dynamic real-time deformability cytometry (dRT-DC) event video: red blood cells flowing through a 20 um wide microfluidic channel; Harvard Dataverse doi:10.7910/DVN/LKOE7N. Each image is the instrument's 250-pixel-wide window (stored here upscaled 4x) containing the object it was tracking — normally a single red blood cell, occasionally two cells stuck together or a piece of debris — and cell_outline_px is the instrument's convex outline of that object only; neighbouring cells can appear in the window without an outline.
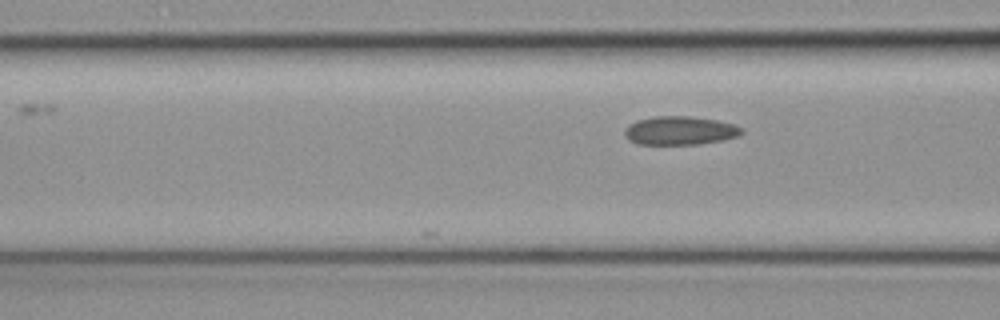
{"species": "common noctule bat (a hibernating species)", "species_latin": "Nyctalus noctula", "temperature_condition": "cold", "stored_images_in_passage": 6, "camera_frame_rate_fps": 3000, "um_per_image_px": 0.085, "animal": {"sex": "female", "body_mass_g": 19.3, "forearm_length_mm": 54.1}, "frame": {"image": 1, "passage_image": 6, "time_ms": 1.667, "image_size_px": [1000, 320], "cell_outline_px": [[744, 132], [736, 136], [724, 140], [700, 144], [636, 144], [628, 140], [624, 136], [624, 132], [628, 124], [636, 120], [656, 116], [688, 116], [716, 120], [732, 124], [740, 128]], "centroid_in_image_um": [57.74, 11.1], "position_along_channel_um": 108.9, "area_um2": 19.48}}